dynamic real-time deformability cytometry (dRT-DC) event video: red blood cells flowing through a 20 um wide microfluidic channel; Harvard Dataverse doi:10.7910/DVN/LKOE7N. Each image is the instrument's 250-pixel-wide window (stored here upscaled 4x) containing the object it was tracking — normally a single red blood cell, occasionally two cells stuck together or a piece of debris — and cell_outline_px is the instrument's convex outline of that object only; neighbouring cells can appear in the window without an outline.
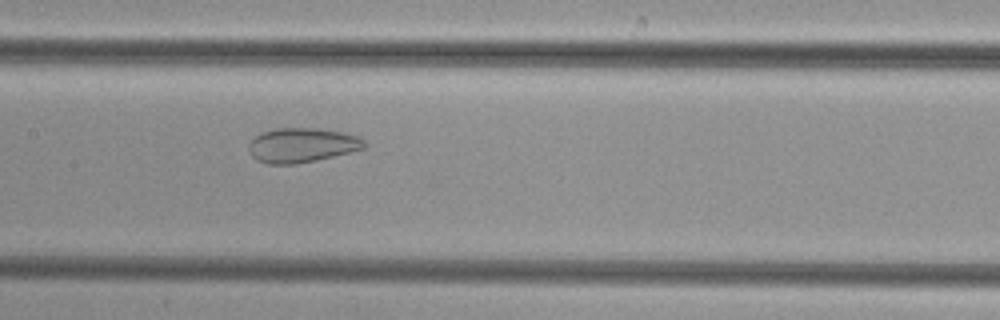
{"species": "common noctule bat (a hibernating species)", "species_latin": "Nyctalus noctula", "temperature_condition": "cold", "stored_images_in_passage": 50, "camera_frame_rate_fps": 3000, "um_per_image_px": 0.085, "animal": {"sex": "female", "body_mass_g": 29.2, "forearm_length_mm": 56.3}, "frame": {"image": 1, "passage_image": 25, "time_ms": 8.0, "image_size_px": [1000, 320], "cell_outline_px": [[364, 148], [316, 160], [296, 164], [268, 164], [256, 160], [252, 156], [248, 148], [248, 144], [260, 132], [276, 128], [316, 128], [344, 132], [356, 136], [364, 140]], "centroid_in_image_um": [25.61, 12.33], "position_along_channel_um": 181.8, "area_um2": 23.12}}
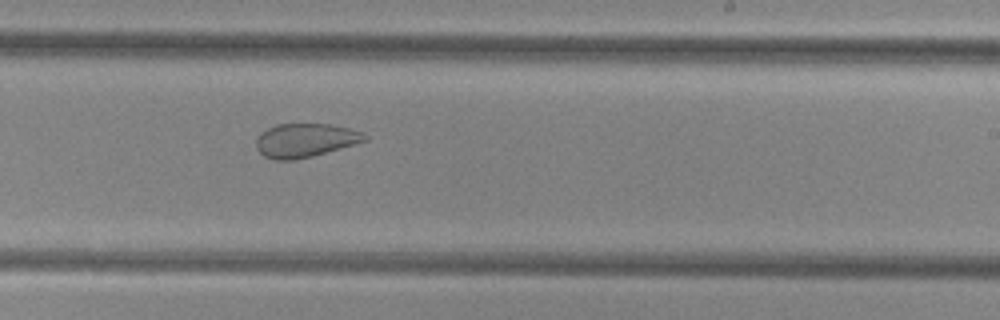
{"frame": {"image": 2, "passage_image": 31, "time_ms": 10.0, "image_size_px": [1000, 320], "cell_outline_px": [[368, 140], [312, 156], [296, 160], [272, 160], [264, 156], [256, 148], [256, 140], [260, 132], [276, 124], [328, 124], [348, 128], [364, 132], [368, 136]], "centroid_in_image_um": [25.92, 11.93], "position_along_channel_um": 263.1, "area_um2": 21.39}}
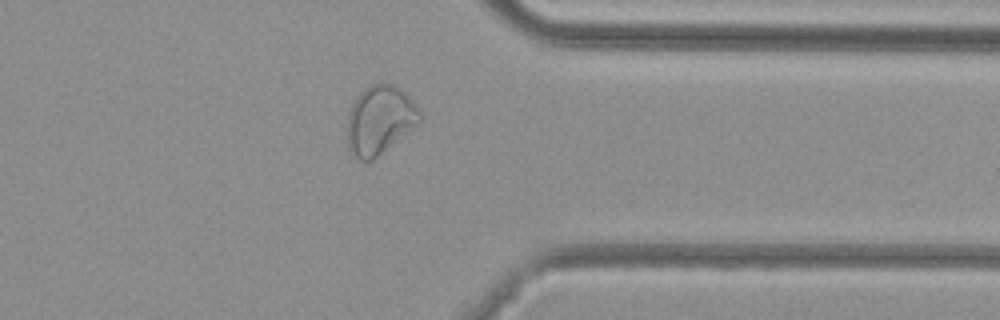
{"frame": {"image": 3, "passage_image": 40, "time_ms": 13.0, "image_size_px": [1000, 320], "cell_outline_px": [[420, 124], [372, 160], [360, 160], [348, 148], [348, 112], [356, 96], [364, 88], [372, 84], [384, 80], [400, 88], [420, 108]], "centroid_in_image_um": [32.3, 10.15], "position_along_channel_um": 379.1, "area_um2": 29.19}}